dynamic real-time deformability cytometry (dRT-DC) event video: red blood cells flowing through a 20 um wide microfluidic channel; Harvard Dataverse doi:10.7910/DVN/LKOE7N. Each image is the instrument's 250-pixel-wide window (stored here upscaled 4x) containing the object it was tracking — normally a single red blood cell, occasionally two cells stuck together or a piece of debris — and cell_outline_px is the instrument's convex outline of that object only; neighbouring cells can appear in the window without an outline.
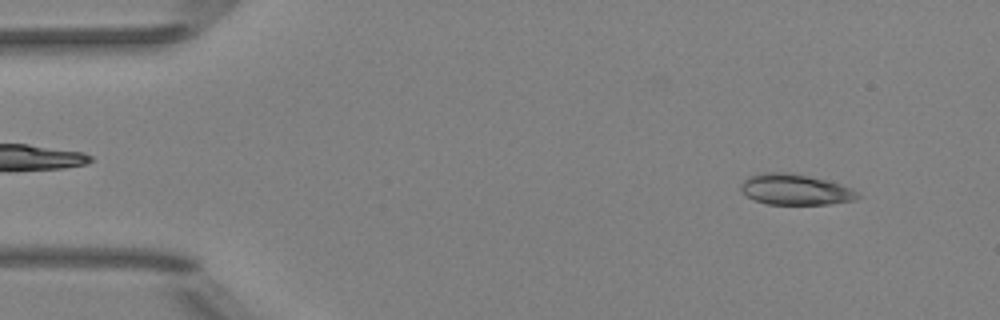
{"species": "Egyptian fruit bat (a non-hibernating species)", "species_latin": "Rousettus aegyptiacus", "temperature_condition": "room temperature", "stored_images_in_passage": 51, "camera_frame_rate_fps": 3000, "um_per_image_px": 0.085, "animal": {"sex": "female"}, "frame": {"image": 1, "passage_image": 5, "time_ms": 1.333, "image_size_px": [1000, 320], "cell_outline_px": [[864, 196], [856, 200], [828, 204], [768, 204], [756, 200], [748, 196], [740, 188], [740, 184], [748, 176], [764, 172], [788, 172], [828, 180], [852, 188]], "centroid_in_image_um": [67.65, 16.1], "position_along_channel_um": 17.4, "area_um2": 21.04}}
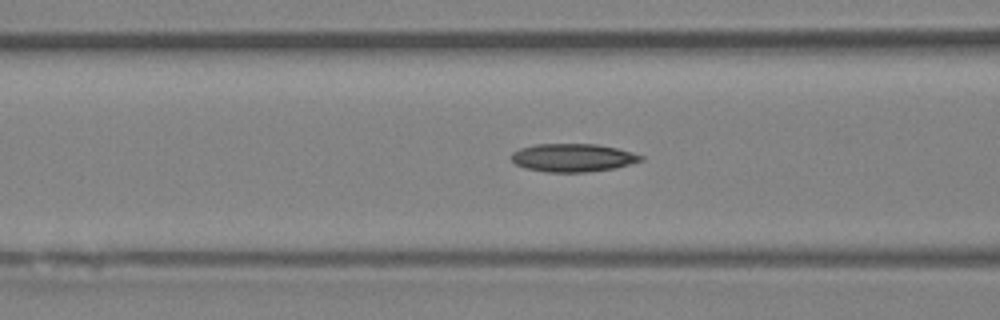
{"frame": {"image": 2, "passage_image": 20, "time_ms": 6.333, "image_size_px": [1000, 320], "cell_outline_px": [[644, 160], [612, 168], [584, 172], [544, 172], [524, 168], [516, 164], [508, 156], [512, 152], [520, 148], [536, 144], [596, 144], [616, 148], [632, 152], [644, 156]], "centroid_in_image_um": [48.64, 13.4], "position_along_channel_um": 118.0, "area_um2": 21.21}}
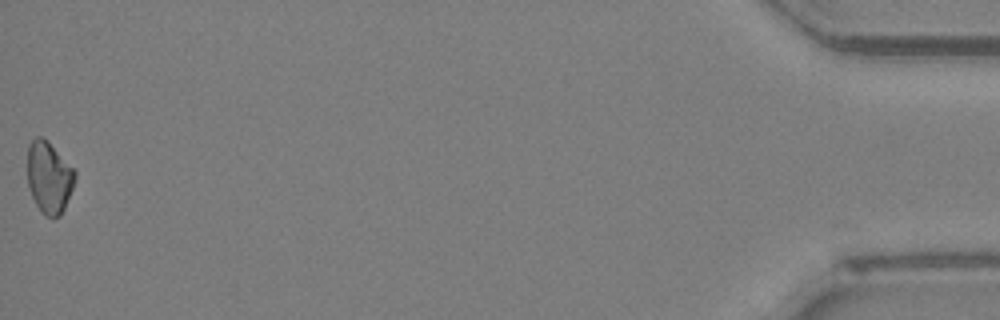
{"frame": {"image": 3, "passage_image": 51, "time_ms": 16.667, "image_size_px": [1000, 320], "cell_outline_px": [[76, 180], [64, 208], [60, 216], [44, 216], [36, 204], [32, 196], [28, 184], [28, 144], [36, 136], [40, 136], [48, 140], [76, 172]], "centroid_in_image_um": [4.17, 15.05], "position_along_channel_um": 431.0, "area_um2": 19.77}, "authors_computed_cell_mechanics": {"area_um2": 20.6924, "velocity_mm_per_s": 4.018, "shape_relaxation_time_tau1_ms": 9.567, "shape_relaxation_time_tau2_ms": null, "deformation_change_tau1": 0.1498, "deformation_change_tau2": null}}